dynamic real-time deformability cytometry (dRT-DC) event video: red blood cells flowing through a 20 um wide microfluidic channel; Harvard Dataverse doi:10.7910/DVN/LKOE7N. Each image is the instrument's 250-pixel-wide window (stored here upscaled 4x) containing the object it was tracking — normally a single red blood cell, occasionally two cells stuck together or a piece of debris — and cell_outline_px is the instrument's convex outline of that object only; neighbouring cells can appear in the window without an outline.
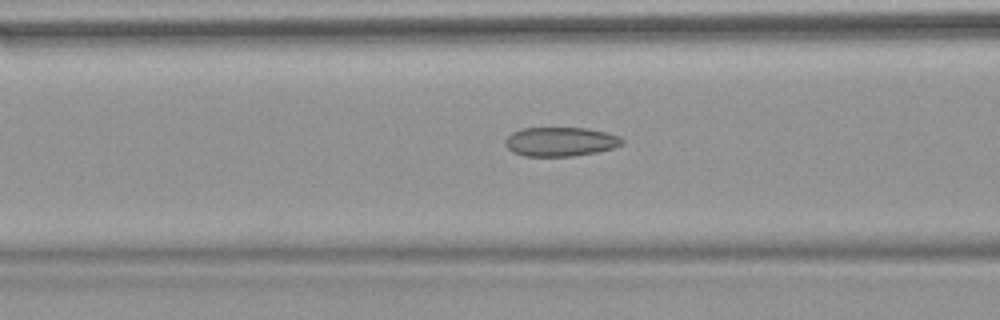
{"species": "common noctule bat (a hibernating species)", "species_latin": "Nyctalus noctula", "temperature_condition": "warm", "stored_images_in_passage": 37, "camera_frame_rate_fps": 3000, "um_per_image_px": 0.085, "animal": {"sex": "female", "body_mass_g": 18.4}, "frame": {"image": 1, "passage_image": 5, "time_ms": 1.333, "image_size_px": [1000, 320], "cell_outline_px": [[624, 144], [612, 148], [596, 152], [572, 156], [524, 156], [512, 152], [504, 144], [504, 140], [512, 132], [520, 128], [584, 128], [604, 132], [620, 136], [624, 140]], "centroid_in_image_um": [47.61, 12.04], "position_along_channel_um": 119.0, "area_um2": 19.88}}
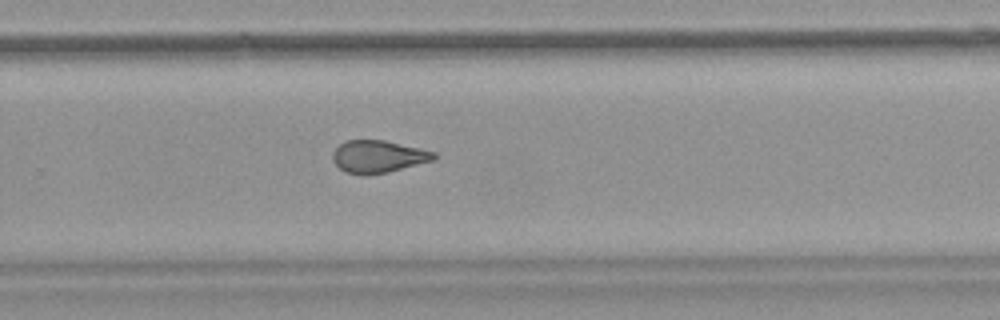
{"frame": {"image": 2, "passage_image": 19, "time_ms": 6.0, "image_size_px": [1000, 320], "cell_outline_px": [[436, 160], [388, 172], [364, 176], [344, 172], [332, 160], [332, 152], [340, 144], [348, 140], [384, 140], [420, 148], [436, 152]], "centroid_in_image_um": [32.15, 13.32], "position_along_channel_um": 297.6, "area_um2": 19.31}}
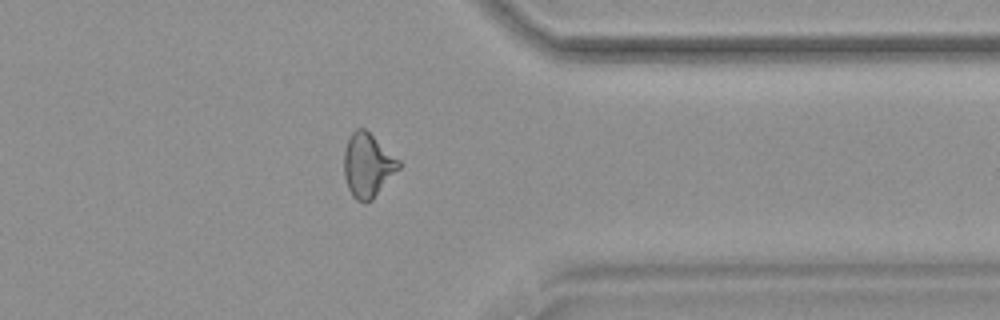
{"frame": {"image": 3, "passage_image": 26, "time_ms": 8.333, "image_size_px": [1000, 320], "cell_outline_px": [[400, 168], [372, 200], [364, 204], [356, 200], [352, 196], [348, 188], [344, 176], [344, 152], [348, 140], [352, 132], [356, 128], [364, 128], [400, 160]], "centroid_in_image_um": [31.25, 14.07], "position_along_channel_um": 380.2, "area_um2": 20.35}, "authors_computed_cell_mechanics": {"area_um2": 19.652, "velocity_mm_per_s": 3.8447, "shape_relaxation_time_tau1_ms": null, "shape_relaxation_time_tau2_ms": 1.7049, "deformation_change_tau1": null, "deformation_change_tau2": 0.0945}}